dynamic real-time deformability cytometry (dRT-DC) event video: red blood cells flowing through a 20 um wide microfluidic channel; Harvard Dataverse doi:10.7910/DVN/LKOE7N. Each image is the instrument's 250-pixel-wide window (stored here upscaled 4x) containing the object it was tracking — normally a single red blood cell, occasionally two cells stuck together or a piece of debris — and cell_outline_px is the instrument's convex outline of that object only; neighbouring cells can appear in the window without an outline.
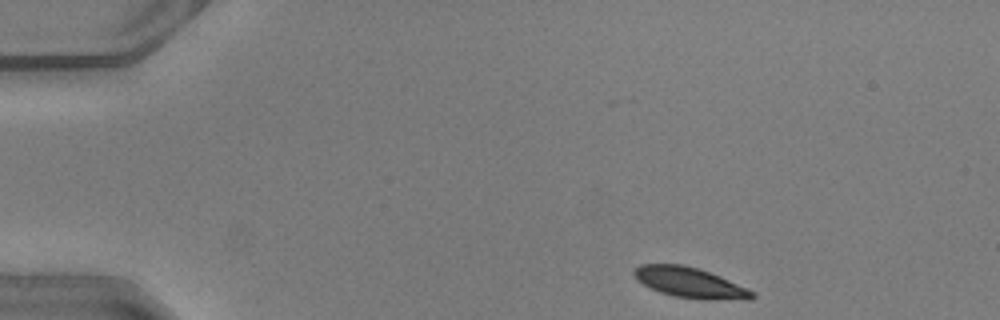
{"species": "common noctule bat (a hibernating species)", "species_latin": "Nyctalus noctula", "temperature_condition": "warm", "stored_images_in_passage": 43, "camera_frame_rate_fps": 3000, "um_per_image_px": 0.085, "animal": {"sex": "male", "body_mass_g": 20.5, "forearm_length_mm": 52.5}, "frame": {"image": 1, "passage_image": 1, "time_ms": 0.0, "image_size_px": [1000, 320], "cell_outline_px": [[756, 296], [752, 300], [708, 300], [676, 296], [660, 292], [644, 284], [632, 272], [640, 264], [680, 264], [700, 268], [720, 276], [748, 288], [756, 292]], "centroid_in_image_um": [58.75, 24.03], "position_along_channel_um": 26.3, "area_um2": 20.92}}
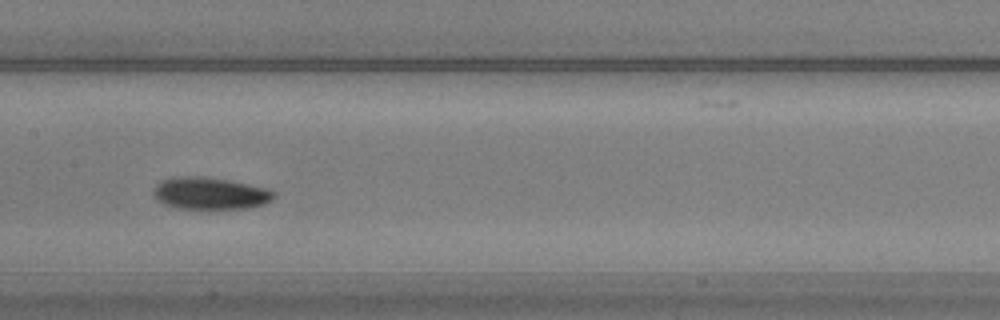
{"frame": {"image": 2, "passage_image": 19, "time_ms": 6.0, "image_size_px": [1000, 320], "cell_outline_px": [[276, 196], [272, 200], [264, 204], [248, 208], [176, 208], [164, 204], [156, 200], [152, 192], [156, 184], [160, 180], [172, 176], [204, 176], [228, 180], [248, 184], [264, 188], [276, 192]], "centroid_in_image_um": [17.81, 16.42], "position_along_channel_um": 189.6, "area_um2": 22.66}}
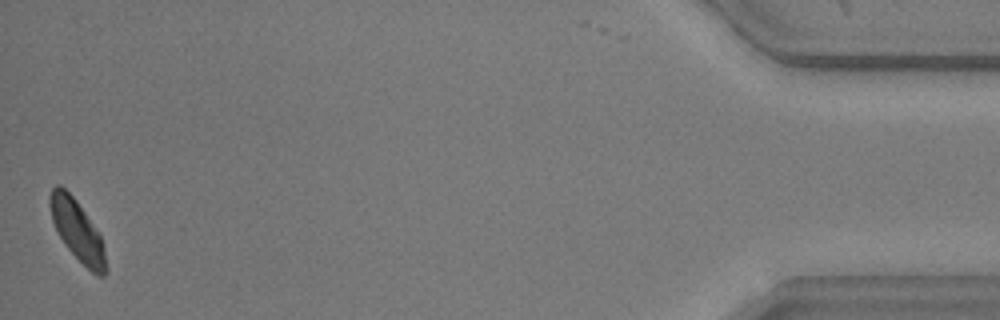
{"frame": {"image": 3, "passage_image": 43, "time_ms": 14.0, "image_size_px": [1000, 320], "cell_outline_px": [[108, 268], [104, 276], [100, 276], [92, 272], [68, 248], [60, 236], [52, 220], [48, 204], [48, 196], [52, 188], [56, 184], [60, 184], [76, 200], [100, 236], [104, 248]], "centroid_in_image_um": [6.55, 19.57], "position_along_channel_um": 428.6, "area_um2": 19.36}, "authors_computed_cell_mechanics": {"area_um2": 21.097, "velocity_mm_per_s": 4.0608, "shape_relaxation_time_tau1_ms": 2.334, "shape_relaxation_time_tau2_ms": 2.979, "deformation_change_tau1": 0.0892, "deformation_change_tau2": 0.0631}}